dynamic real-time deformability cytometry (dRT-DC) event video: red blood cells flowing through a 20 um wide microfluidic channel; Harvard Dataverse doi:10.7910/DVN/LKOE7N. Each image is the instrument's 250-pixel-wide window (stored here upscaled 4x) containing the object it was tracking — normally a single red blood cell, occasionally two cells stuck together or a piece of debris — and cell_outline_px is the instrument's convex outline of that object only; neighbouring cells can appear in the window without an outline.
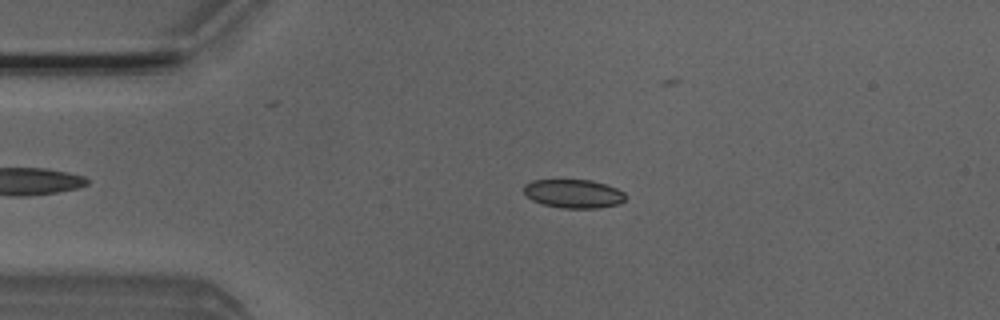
{"species": "Egyptian fruit bat (a non-hibernating species)", "species_latin": "Rousettus aegyptiacus", "temperature_condition": "room temperature", "stored_images_in_passage": 50, "camera_frame_rate_fps": 3000, "um_per_image_px": 0.085, "animal": {"sex": "male"}, "frame": {"image": 1, "passage_image": 10, "time_ms": 3.0, "image_size_px": [1000, 320], "cell_outline_px": [[624, 200], [620, 204], [596, 208], [564, 208], [544, 204], [532, 200], [524, 196], [524, 184], [532, 180], [592, 180], [616, 188], [624, 192]], "centroid_in_image_um": [48.72, 16.46], "position_along_channel_um": 36.3, "area_um2": 16.94}}
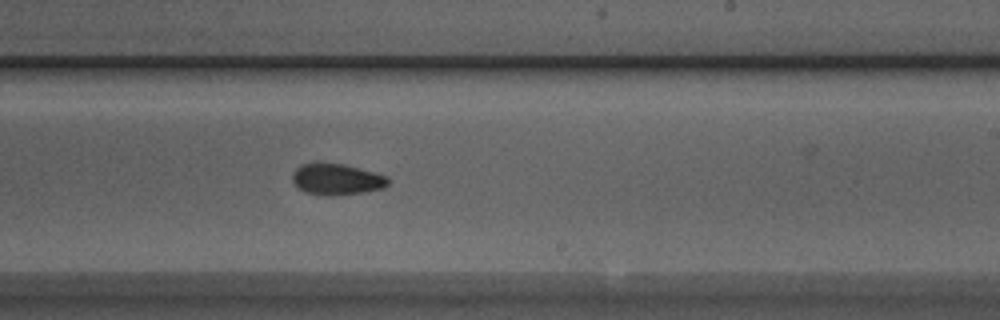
{"frame": {"image": 2, "passage_image": 29, "time_ms": 9.333, "image_size_px": [1000, 320], "cell_outline_px": [[388, 184], [384, 188], [364, 192], [332, 196], [328, 196], [304, 192], [296, 188], [292, 180], [292, 176], [296, 168], [300, 164], [344, 164], [388, 176]], "centroid_in_image_um": [28.6, 15.26], "position_along_channel_um": 260.4, "area_um2": 17.34}}
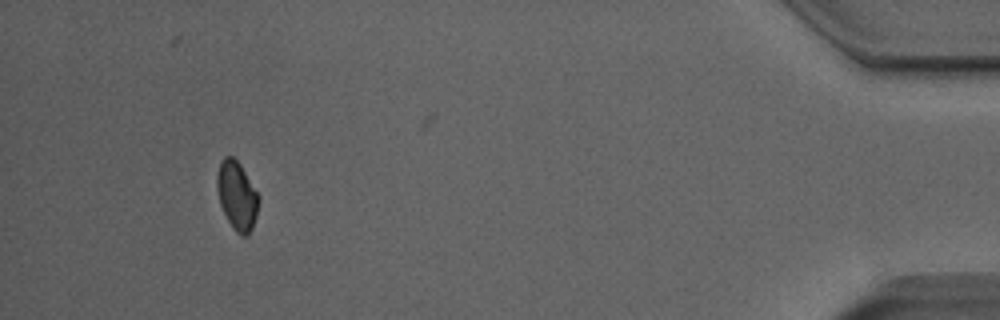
{"frame": {"image": 3, "passage_image": 46, "time_ms": 15.0, "image_size_px": [1000, 320], "cell_outline_px": [[260, 200], [256, 216], [252, 228], [248, 236], [240, 236], [236, 232], [228, 220], [220, 204], [216, 184], [216, 176], [220, 160], [224, 156], [232, 156], [240, 164], [260, 196]], "centroid_in_image_um": [20.14, 16.62], "position_along_channel_um": 415.1, "area_um2": 16.76}, "authors_computed_cell_mechanics": {"area_um2": 17.2822, "velocity_mm_per_s": 4.0306, "shape_relaxation_time_tau1_ms": 4.4133, "shape_relaxation_time_tau2_ms": 2.8311, "deformation_change_tau1": 0.0933, "deformation_change_tau2": 0.0663}}